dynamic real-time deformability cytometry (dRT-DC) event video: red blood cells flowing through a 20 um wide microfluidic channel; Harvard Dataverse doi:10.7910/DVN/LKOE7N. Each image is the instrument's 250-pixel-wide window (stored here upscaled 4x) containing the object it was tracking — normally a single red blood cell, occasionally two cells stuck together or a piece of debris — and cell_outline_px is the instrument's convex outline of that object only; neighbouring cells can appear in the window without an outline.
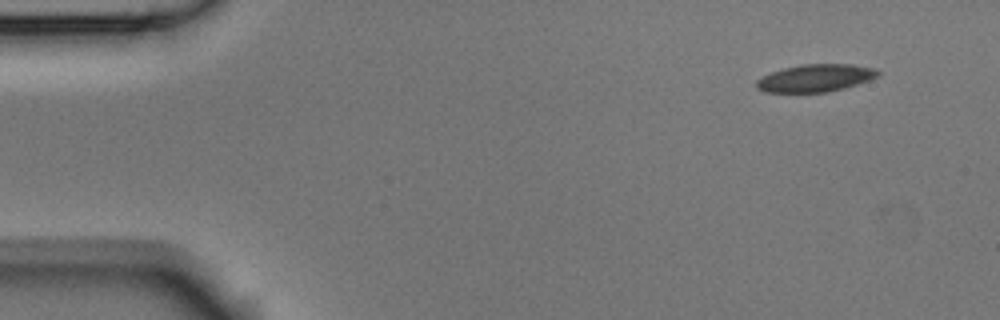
{"species": "Egyptian fruit bat (a non-hibernating species)", "species_latin": "Rousettus aegyptiacus", "temperature_condition": "room temperature", "stored_images_in_passage": 4, "camera_frame_rate_fps": 3000, "um_per_image_px": 0.085, "animal": {"sex": "male"}, "frame": {"image": 1, "passage_image": 1, "time_ms": 0.0, "image_size_px": [1000, 320], "cell_outline_px": [[880, 76], [844, 88], [828, 92], [764, 92], [756, 88], [756, 80], [772, 72], [784, 68], [800, 64], [852, 64], [872, 68], [880, 72]], "centroid_in_image_um": [69.3, 6.63], "position_along_channel_um": 15.7, "area_um2": 19.36}}
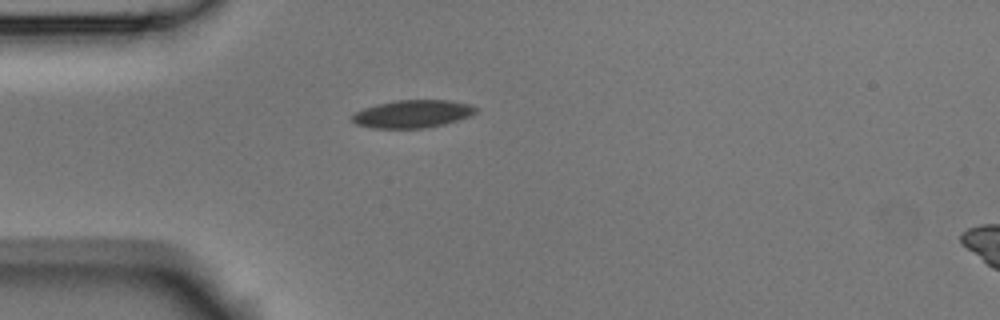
{"frame": {"image": 2, "passage_image": 4, "time_ms": 1.0, "image_size_px": [1000, 320], "cell_outline_px": [[480, 108], [476, 112], [468, 116], [444, 124], [424, 128], [372, 128], [356, 124], [352, 120], [352, 116], [356, 112], [364, 108], [376, 104], [396, 100], [448, 100], [472, 104]], "centroid_in_image_um": [35.08, 9.67], "position_along_channel_um": 49.9, "area_um2": 20.0}}